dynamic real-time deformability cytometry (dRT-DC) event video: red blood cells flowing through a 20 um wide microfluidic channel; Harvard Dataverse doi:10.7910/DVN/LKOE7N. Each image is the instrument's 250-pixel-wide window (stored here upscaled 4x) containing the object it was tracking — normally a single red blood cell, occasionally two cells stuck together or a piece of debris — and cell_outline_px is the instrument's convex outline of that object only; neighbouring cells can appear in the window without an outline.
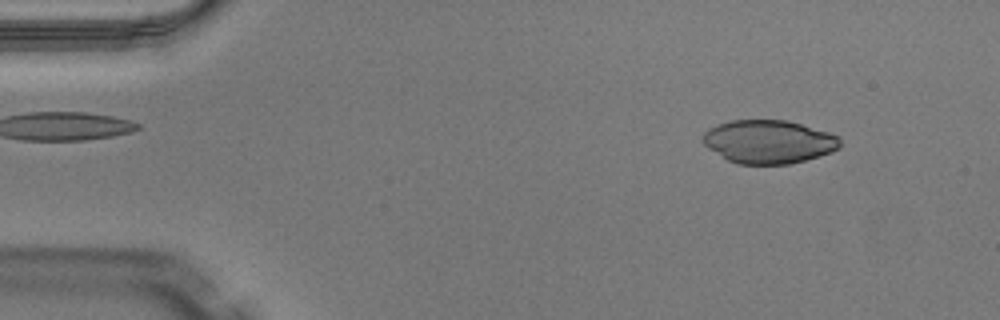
{"species": "Egyptian fruit bat (a non-hibernating species)", "species_latin": "Rousettus aegyptiacus", "temperature_condition": "warm", "stored_images_in_passage": 15, "camera_frame_rate_fps": 3000, "um_per_image_px": 0.085, "animal": {"sex": "male"}, "frame": {"image": 1, "passage_image": 5, "time_ms": 1.333, "image_size_px": [1000, 320], "cell_outline_px": [[840, 148], [832, 152], [804, 160], [788, 164], [736, 164], [728, 160], [708, 148], [700, 140], [704, 132], [708, 128], [716, 124], [732, 120], [788, 120], [828, 132], [840, 136]], "centroid_in_image_um": [65.31, 12.04], "position_along_channel_um": 19.7, "area_um2": 34.85}}